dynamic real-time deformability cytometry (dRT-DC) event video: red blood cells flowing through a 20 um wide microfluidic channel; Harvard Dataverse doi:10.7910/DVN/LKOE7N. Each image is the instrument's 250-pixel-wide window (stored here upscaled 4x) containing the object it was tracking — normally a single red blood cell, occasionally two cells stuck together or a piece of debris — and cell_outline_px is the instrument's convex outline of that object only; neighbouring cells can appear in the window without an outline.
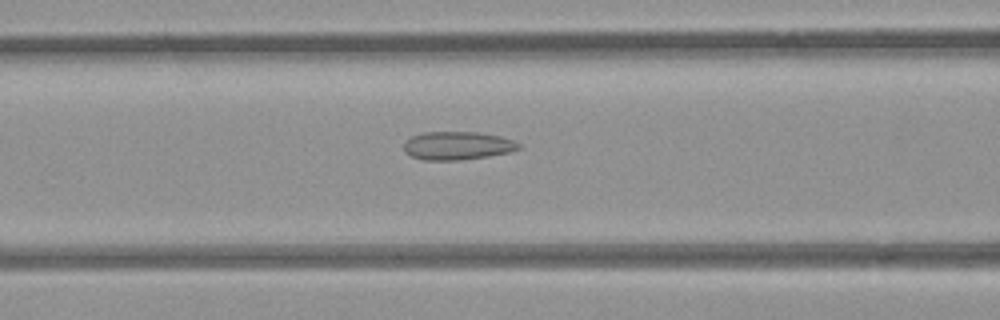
{"species": "common noctule bat (a hibernating species)", "species_latin": "Nyctalus noctula", "temperature_condition": "room temperature", "stored_images_in_passage": 31, "camera_frame_rate_fps": 3000, "um_per_image_px": 0.085, "animal": {"sex": "female", "body_mass_g": 21.9}, "frame": {"image": 1, "passage_image": 8, "time_ms": 2.333, "image_size_px": [1000, 320], "cell_outline_px": [[520, 148], [508, 152], [488, 156], [460, 160], [424, 160], [412, 156], [404, 152], [404, 144], [412, 136], [424, 132], [476, 132], [500, 136], [512, 140], [520, 144]], "centroid_in_image_um": [38.86, 12.38], "position_along_channel_um": 127.7, "area_um2": 18.73}}
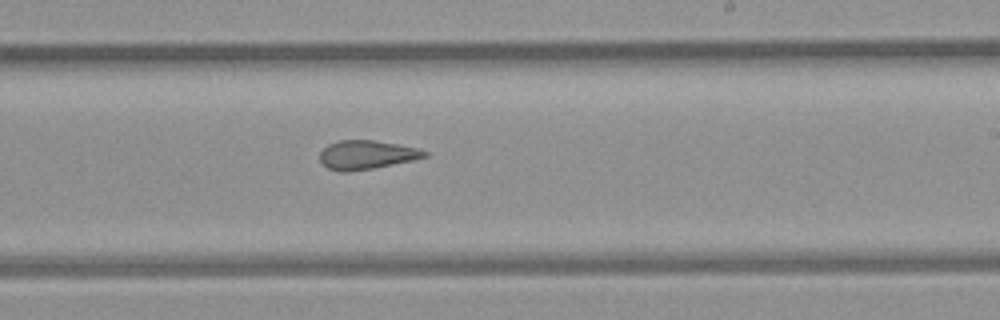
{"frame": {"image": 2, "passage_image": 18, "time_ms": 5.667, "image_size_px": [1000, 320], "cell_outline_px": [[428, 156], [412, 160], [372, 168], [348, 172], [340, 172], [328, 168], [320, 160], [320, 152], [328, 144], [340, 140], [372, 140], [420, 148], [428, 152]], "centroid_in_image_um": [31.16, 13.15], "position_along_channel_um": 257.8, "area_um2": 17.46}}
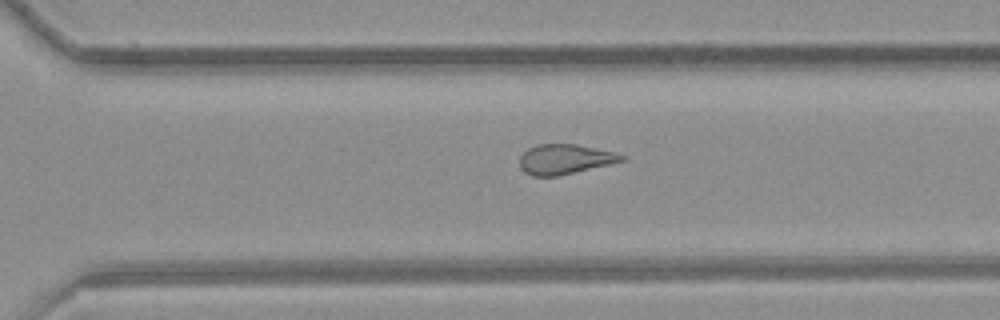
{"frame": {"image": 3, "passage_image": 23, "time_ms": 7.333, "image_size_px": [1000, 320], "cell_outline_px": [[628, 156], [624, 160], [608, 164], [556, 176], [532, 176], [524, 172], [520, 168], [520, 156], [528, 148], [536, 144], [576, 144], [612, 152]], "centroid_in_image_um": [47.96, 13.52], "position_along_channel_um": 322.6, "area_um2": 17.51}, "authors_computed_cell_mechanics": {"area_um2": 18.2648, "velocity_mm_per_s": 3.9028, "shape_relaxation_time_tau1_ms": null, "shape_relaxation_time_tau2_ms": 3.0839, "deformation_change_tau1": null, "deformation_change_tau2": 0.1227}}